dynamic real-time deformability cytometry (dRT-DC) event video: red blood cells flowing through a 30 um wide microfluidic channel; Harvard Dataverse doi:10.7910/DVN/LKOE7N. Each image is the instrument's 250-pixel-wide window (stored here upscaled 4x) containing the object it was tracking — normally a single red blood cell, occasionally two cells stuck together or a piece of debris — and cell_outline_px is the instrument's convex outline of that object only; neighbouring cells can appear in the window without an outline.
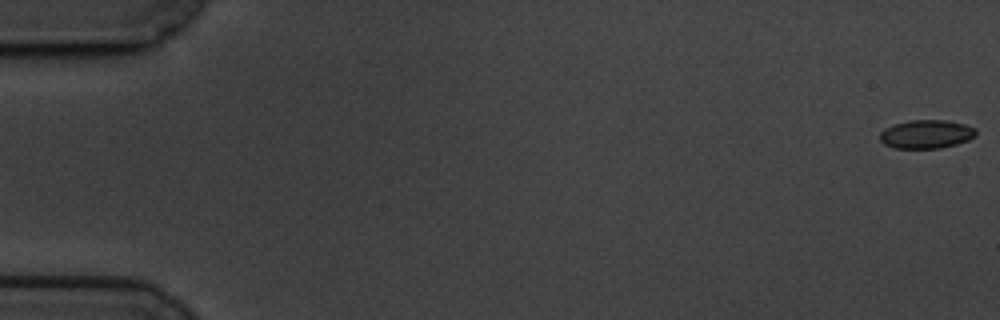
{"species": "common noctule bat (a hibernating species)", "species_latin": "Nyctalus noctula", "temperature_condition": "cold", "stored_images_in_passage": 60, "camera_frame_rate_fps": 3000, "um_per_image_px": 0.085, "animal": {"sex": "male", "body_mass_g": 19.5, "forearm_length_mm": 54.6}, "frame": {"image": 1, "passage_image": 1, "time_ms": 0.0, "image_size_px": [1000, 320], "cell_outline_px": [[976, 136], [968, 140], [956, 144], [940, 148], [892, 148], [884, 144], [880, 140], [880, 132], [884, 128], [892, 124], [908, 120], [948, 120], [964, 124], [976, 128]], "centroid_in_image_um": [78.72, 11.39], "position_along_channel_um": 6.3, "area_um2": 16.18}}
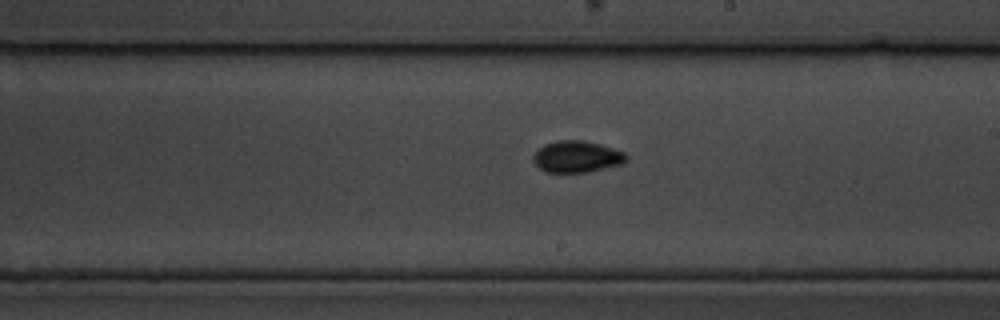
{"frame": {"image": 2, "passage_image": 35, "time_ms": 11.333, "image_size_px": [1000, 320], "cell_outline_px": [[628, 160], [620, 164], [588, 172], [544, 172], [532, 160], [532, 156], [544, 144], [556, 140], [580, 140], [612, 148], [624, 152], [628, 156]], "centroid_in_image_um": [49.01, 13.32], "position_along_channel_um": 240.0, "area_um2": 16.94}}
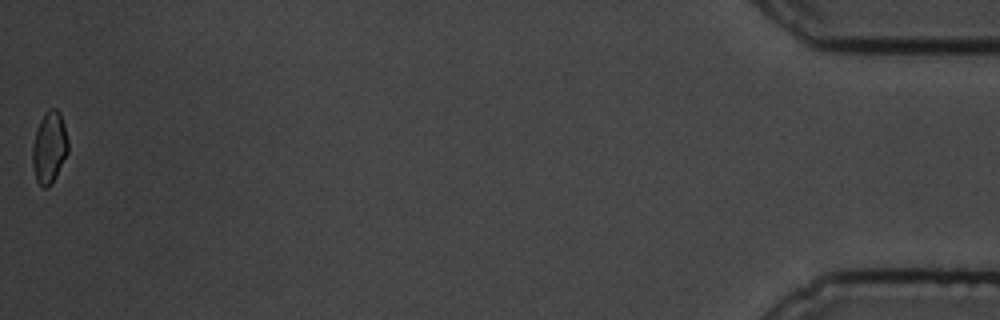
{"frame": {"image": 3, "passage_image": 60, "time_ms": 19.667, "image_size_px": [1000, 320], "cell_outline_px": [[68, 152], [52, 184], [48, 188], [44, 188], [36, 180], [32, 164], [32, 144], [36, 128], [44, 112], [48, 108], [56, 108], [60, 112], [64, 124], [68, 140]], "centroid_in_image_um": [4.18, 12.51], "position_along_channel_um": 431.0, "area_um2": 15.14}, "authors_computed_cell_mechanics": {"area_um2": 16.0106, "velocity_mm_per_s": 3.4057, "shape_relaxation_time_tau1_ms": 3.7814, "shape_relaxation_time_tau2_ms": 2.2402, "deformation_change_tau1": 0.0989, "deformation_change_tau2": 0.0503}}